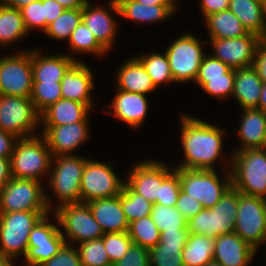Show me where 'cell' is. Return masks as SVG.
I'll return each mask as SVG.
<instances>
[{"label":"cell","mask_w":266,"mask_h":266,"mask_svg":"<svg viewBox=\"0 0 266 266\" xmlns=\"http://www.w3.org/2000/svg\"><path fill=\"white\" fill-rule=\"evenodd\" d=\"M204 43L205 41L200 43L198 38L187 32L169 45L165 54L175 82L195 81L200 64L205 56L201 47V44Z\"/></svg>","instance_id":"7c38bea8"},{"label":"cell","mask_w":266,"mask_h":266,"mask_svg":"<svg viewBox=\"0 0 266 266\" xmlns=\"http://www.w3.org/2000/svg\"><path fill=\"white\" fill-rule=\"evenodd\" d=\"M71 50L76 53H93L104 56L107 52L95 39L92 31L88 29L83 21L72 31L68 40Z\"/></svg>","instance_id":"f35d334b"},{"label":"cell","mask_w":266,"mask_h":266,"mask_svg":"<svg viewBox=\"0 0 266 266\" xmlns=\"http://www.w3.org/2000/svg\"><path fill=\"white\" fill-rule=\"evenodd\" d=\"M181 140L185 160L175 168L213 170L220 159L226 131L189 115L181 117Z\"/></svg>","instance_id":"6da1fadb"},{"label":"cell","mask_w":266,"mask_h":266,"mask_svg":"<svg viewBox=\"0 0 266 266\" xmlns=\"http://www.w3.org/2000/svg\"><path fill=\"white\" fill-rule=\"evenodd\" d=\"M128 234L133 244L140 245L148 250L154 248L160 242V231L152 221L151 216L129 223Z\"/></svg>","instance_id":"836d02e7"},{"label":"cell","mask_w":266,"mask_h":266,"mask_svg":"<svg viewBox=\"0 0 266 266\" xmlns=\"http://www.w3.org/2000/svg\"><path fill=\"white\" fill-rule=\"evenodd\" d=\"M29 35L21 10L0 4V46L10 45Z\"/></svg>","instance_id":"d6a6232c"},{"label":"cell","mask_w":266,"mask_h":266,"mask_svg":"<svg viewBox=\"0 0 266 266\" xmlns=\"http://www.w3.org/2000/svg\"><path fill=\"white\" fill-rule=\"evenodd\" d=\"M231 157V184L241 194L266 199V148L237 150Z\"/></svg>","instance_id":"7a4b0ae2"},{"label":"cell","mask_w":266,"mask_h":266,"mask_svg":"<svg viewBox=\"0 0 266 266\" xmlns=\"http://www.w3.org/2000/svg\"><path fill=\"white\" fill-rule=\"evenodd\" d=\"M17 140L14 134L0 129V157H11Z\"/></svg>","instance_id":"11a10c76"},{"label":"cell","mask_w":266,"mask_h":266,"mask_svg":"<svg viewBox=\"0 0 266 266\" xmlns=\"http://www.w3.org/2000/svg\"><path fill=\"white\" fill-rule=\"evenodd\" d=\"M40 266H82L78 250L65 243L57 254Z\"/></svg>","instance_id":"c3c4849f"},{"label":"cell","mask_w":266,"mask_h":266,"mask_svg":"<svg viewBox=\"0 0 266 266\" xmlns=\"http://www.w3.org/2000/svg\"><path fill=\"white\" fill-rule=\"evenodd\" d=\"M258 109L266 114V82L263 83Z\"/></svg>","instance_id":"6125c7cd"},{"label":"cell","mask_w":266,"mask_h":266,"mask_svg":"<svg viewBox=\"0 0 266 266\" xmlns=\"http://www.w3.org/2000/svg\"><path fill=\"white\" fill-rule=\"evenodd\" d=\"M136 58L143 64L156 88H158V86L162 83L165 84V82H174L169 61L165 52L163 54H143L136 56Z\"/></svg>","instance_id":"e575fe53"},{"label":"cell","mask_w":266,"mask_h":266,"mask_svg":"<svg viewBox=\"0 0 266 266\" xmlns=\"http://www.w3.org/2000/svg\"><path fill=\"white\" fill-rule=\"evenodd\" d=\"M87 204L104 233L128 232L129 223L121 206V193L115 197L96 199Z\"/></svg>","instance_id":"7402d4cb"},{"label":"cell","mask_w":266,"mask_h":266,"mask_svg":"<svg viewBox=\"0 0 266 266\" xmlns=\"http://www.w3.org/2000/svg\"><path fill=\"white\" fill-rule=\"evenodd\" d=\"M12 260H14V258L0 256V266H13Z\"/></svg>","instance_id":"be15d7a7"},{"label":"cell","mask_w":266,"mask_h":266,"mask_svg":"<svg viewBox=\"0 0 266 266\" xmlns=\"http://www.w3.org/2000/svg\"><path fill=\"white\" fill-rule=\"evenodd\" d=\"M65 9L83 8L87 0H56Z\"/></svg>","instance_id":"680465c9"},{"label":"cell","mask_w":266,"mask_h":266,"mask_svg":"<svg viewBox=\"0 0 266 266\" xmlns=\"http://www.w3.org/2000/svg\"><path fill=\"white\" fill-rule=\"evenodd\" d=\"M164 162L144 160L135 164L125 183L137 194L156 204L162 182L174 171Z\"/></svg>","instance_id":"e0dca14e"},{"label":"cell","mask_w":266,"mask_h":266,"mask_svg":"<svg viewBox=\"0 0 266 266\" xmlns=\"http://www.w3.org/2000/svg\"><path fill=\"white\" fill-rule=\"evenodd\" d=\"M195 82L212 97L225 99L233 95L235 69H231L226 73V78L195 79Z\"/></svg>","instance_id":"b9f144b4"},{"label":"cell","mask_w":266,"mask_h":266,"mask_svg":"<svg viewBox=\"0 0 266 266\" xmlns=\"http://www.w3.org/2000/svg\"><path fill=\"white\" fill-rule=\"evenodd\" d=\"M40 181L11 178L0 192V213L50 212L51 201Z\"/></svg>","instance_id":"ba28073f"},{"label":"cell","mask_w":266,"mask_h":266,"mask_svg":"<svg viewBox=\"0 0 266 266\" xmlns=\"http://www.w3.org/2000/svg\"><path fill=\"white\" fill-rule=\"evenodd\" d=\"M93 88V74L83 61L75 62L61 80L62 98L84 103L90 109L93 106L90 94Z\"/></svg>","instance_id":"ffe728a7"},{"label":"cell","mask_w":266,"mask_h":266,"mask_svg":"<svg viewBox=\"0 0 266 266\" xmlns=\"http://www.w3.org/2000/svg\"><path fill=\"white\" fill-rule=\"evenodd\" d=\"M205 266H223V265L215 260H212L209 263H207Z\"/></svg>","instance_id":"03108f58"},{"label":"cell","mask_w":266,"mask_h":266,"mask_svg":"<svg viewBox=\"0 0 266 266\" xmlns=\"http://www.w3.org/2000/svg\"><path fill=\"white\" fill-rule=\"evenodd\" d=\"M91 6L90 1L87 0L82 8V21L92 31L98 43L108 52L117 35L116 20L106 8Z\"/></svg>","instance_id":"603a6c76"},{"label":"cell","mask_w":266,"mask_h":266,"mask_svg":"<svg viewBox=\"0 0 266 266\" xmlns=\"http://www.w3.org/2000/svg\"><path fill=\"white\" fill-rule=\"evenodd\" d=\"M263 83L253 66L235 69L233 96L242 109L258 108Z\"/></svg>","instance_id":"83f0119b"},{"label":"cell","mask_w":266,"mask_h":266,"mask_svg":"<svg viewBox=\"0 0 266 266\" xmlns=\"http://www.w3.org/2000/svg\"><path fill=\"white\" fill-rule=\"evenodd\" d=\"M41 127L52 156L72 155L89 136L88 122Z\"/></svg>","instance_id":"ac0fdd59"},{"label":"cell","mask_w":266,"mask_h":266,"mask_svg":"<svg viewBox=\"0 0 266 266\" xmlns=\"http://www.w3.org/2000/svg\"><path fill=\"white\" fill-rule=\"evenodd\" d=\"M113 266H150L149 250L132 244L122 259Z\"/></svg>","instance_id":"681fc988"},{"label":"cell","mask_w":266,"mask_h":266,"mask_svg":"<svg viewBox=\"0 0 266 266\" xmlns=\"http://www.w3.org/2000/svg\"><path fill=\"white\" fill-rule=\"evenodd\" d=\"M77 250L82 266H113L102 238L84 241L80 243Z\"/></svg>","instance_id":"60d3db41"},{"label":"cell","mask_w":266,"mask_h":266,"mask_svg":"<svg viewBox=\"0 0 266 266\" xmlns=\"http://www.w3.org/2000/svg\"><path fill=\"white\" fill-rule=\"evenodd\" d=\"M205 22L210 39L237 38L249 33L230 10L211 14Z\"/></svg>","instance_id":"f546056e"},{"label":"cell","mask_w":266,"mask_h":266,"mask_svg":"<svg viewBox=\"0 0 266 266\" xmlns=\"http://www.w3.org/2000/svg\"><path fill=\"white\" fill-rule=\"evenodd\" d=\"M255 254L256 250L234 231L215 237L213 260L223 266H247Z\"/></svg>","instance_id":"d6986e66"},{"label":"cell","mask_w":266,"mask_h":266,"mask_svg":"<svg viewBox=\"0 0 266 266\" xmlns=\"http://www.w3.org/2000/svg\"><path fill=\"white\" fill-rule=\"evenodd\" d=\"M181 191L179 174L174 170L161 184L159 197L156 204L176 207Z\"/></svg>","instance_id":"bcb514c9"},{"label":"cell","mask_w":266,"mask_h":266,"mask_svg":"<svg viewBox=\"0 0 266 266\" xmlns=\"http://www.w3.org/2000/svg\"><path fill=\"white\" fill-rule=\"evenodd\" d=\"M147 96L118 90L112 100L113 115L132 128H138L144 122L148 112Z\"/></svg>","instance_id":"cb8c5ba5"},{"label":"cell","mask_w":266,"mask_h":266,"mask_svg":"<svg viewBox=\"0 0 266 266\" xmlns=\"http://www.w3.org/2000/svg\"><path fill=\"white\" fill-rule=\"evenodd\" d=\"M40 123V114L30 97L0 94V129L25 138L34 136Z\"/></svg>","instance_id":"8fae6325"},{"label":"cell","mask_w":266,"mask_h":266,"mask_svg":"<svg viewBox=\"0 0 266 266\" xmlns=\"http://www.w3.org/2000/svg\"><path fill=\"white\" fill-rule=\"evenodd\" d=\"M48 219V215L44 216L29 234L25 266H40L57 254L65 244L59 225L48 223Z\"/></svg>","instance_id":"9a60e30c"},{"label":"cell","mask_w":266,"mask_h":266,"mask_svg":"<svg viewBox=\"0 0 266 266\" xmlns=\"http://www.w3.org/2000/svg\"><path fill=\"white\" fill-rule=\"evenodd\" d=\"M46 17V29L65 10L56 0H42Z\"/></svg>","instance_id":"9f6ffc18"},{"label":"cell","mask_w":266,"mask_h":266,"mask_svg":"<svg viewBox=\"0 0 266 266\" xmlns=\"http://www.w3.org/2000/svg\"><path fill=\"white\" fill-rule=\"evenodd\" d=\"M11 178L10 157H0V192Z\"/></svg>","instance_id":"6f0895ef"},{"label":"cell","mask_w":266,"mask_h":266,"mask_svg":"<svg viewBox=\"0 0 266 266\" xmlns=\"http://www.w3.org/2000/svg\"><path fill=\"white\" fill-rule=\"evenodd\" d=\"M90 108L78 101L61 98L40 114V125L61 126L77 122H88Z\"/></svg>","instance_id":"484cf974"},{"label":"cell","mask_w":266,"mask_h":266,"mask_svg":"<svg viewBox=\"0 0 266 266\" xmlns=\"http://www.w3.org/2000/svg\"><path fill=\"white\" fill-rule=\"evenodd\" d=\"M150 216L160 232L187 230V220L176 207L153 204Z\"/></svg>","instance_id":"74e56055"},{"label":"cell","mask_w":266,"mask_h":266,"mask_svg":"<svg viewBox=\"0 0 266 266\" xmlns=\"http://www.w3.org/2000/svg\"><path fill=\"white\" fill-rule=\"evenodd\" d=\"M215 238L190 234L182 251L184 266H205L213 260Z\"/></svg>","instance_id":"1f68e13d"},{"label":"cell","mask_w":266,"mask_h":266,"mask_svg":"<svg viewBox=\"0 0 266 266\" xmlns=\"http://www.w3.org/2000/svg\"><path fill=\"white\" fill-rule=\"evenodd\" d=\"M176 208L186 220H189L198 214L203 209V206L197 199L181 190L177 199Z\"/></svg>","instance_id":"f907efd6"},{"label":"cell","mask_w":266,"mask_h":266,"mask_svg":"<svg viewBox=\"0 0 266 266\" xmlns=\"http://www.w3.org/2000/svg\"><path fill=\"white\" fill-rule=\"evenodd\" d=\"M49 212L18 211L0 213V256H26L29 234Z\"/></svg>","instance_id":"5b68a950"},{"label":"cell","mask_w":266,"mask_h":266,"mask_svg":"<svg viewBox=\"0 0 266 266\" xmlns=\"http://www.w3.org/2000/svg\"><path fill=\"white\" fill-rule=\"evenodd\" d=\"M35 0H0V4L11 7V8H16V9H21L22 7L34 2Z\"/></svg>","instance_id":"91938a15"},{"label":"cell","mask_w":266,"mask_h":266,"mask_svg":"<svg viewBox=\"0 0 266 266\" xmlns=\"http://www.w3.org/2000/svg\"><path fill=\"white\" fill-rule=\"evenodd\" d=\"M183 249L184 247L155 246L149 250L150 266H184Z\"/></svg>","instance_id":"ee69618b"},{"label":"cell","mask_w":266,"mask_h":266,"mask_svg":"<svg viewBox=\"0 0 266 266\" xmlns=\"http://www.w3.org/2000/svg\"><path fill=\"white\" fill-rule=\"evenodd\" d=\"M52 154L44 136L18 138L10 157L11 176L41 182L43 174L50 175Z\"/></svg>","instance_id":"3957f363"},{"label":"cell","mask_w":266,"mask_h":266,"mask_svg":"<svg viewBox=\"0 0 266 266\" xmlns=\"http://www.w3.org/2000/svg\"><path fill=\"white\" fill-rule=\"evenodd\" d=\"M32 87V51L0 58V94L31 97Z\"/></svg>","instance_id":"5bb4252c"},{"label":"cell","mask_w":266,"mask_h":266,"mask_svg":"<svg viewBox=\"0 0 266 266\" xmlns=\"http://www.w3.org/2000/svg\"><path fill=\"white\" fill-rule=\"evenodd\" d=\"M234 232L256 251L266 242V199L238 191Z\"/></svg>","instance_id":"30bf717a"},{"label":"cell","mask_w":266,"mask_h":266,"mask_svg":"<svg viewBox=\"0 0 266 266\" xmlns=\"http://www.w3.org/2000/svg\"><path fill=\"white\" fill-rule=\"evenodd\" d=\"M37 50H32L33 82H61L68 69L80 62L66 54L43 56Z\"/></svg>","instance_id":"d4e9b609"},{"label":"cell","mask_w":266,"mask_h":266,"mask_svg":"<svg viewBox=\"0 0 266 266\" xmlns=\"http://www.w3.org/2000/svg\"><path fill=\"white\" fill-rule=\"evenodd\" d=\"M111 12L132 21L152 23L163 21L175 14L177 5H146L136 0H109Z\"/></svg>","instance_id":"44dd1931"},{"label":"cell","mask_w":266,"mask_h":266,"mask_svg":"<svg viewBox=\"0 0 266 266\" xmlns=\"http://www.w3.org/2000/svg\"><path fill=\"white\" fill-rule=\"evenodd\" d=\"M253 67L263 82H266V38H262L257 46Z\"/></svg>","instance_id":"f5cc1de1"},{"label":"cell","mask_w":266,"mask_h":266,"mask_svg":"<svg viewBox=\"0 0 266 266\" xmlns=\"http://www.w3.org/2000/svg\"><path fill=\"white\" fill-rule=\"evenodd\" d=\"M261 39L262 37L258 34L251 32L237 38L211 39L210 43L214 51L211 56L219 59L231 69L251 67Z\"/></svg>","instance_id":"2e32d148"},{"label":"cell","mask_w":266,"mask_h":266,"mask_svg":"<svg viewBox=\"0 0 266 266\" xmlns=\"http://www.w3.org/2000/svg\"><path fill=\"white\" fill-rule=\"evenodd\" d=\"M230 0H199L204 19L211 14L228 10Z\"/></svg>","instance_id":"db71d44e"},{"label":"cell","mask_w":266,"mask_h":266,"mask_svg":"<svg viewBox=\"0 0 266 266\" xmlns=\"http://www.w3.org/2000/svg\"><path fill=\"white\" fill-rule=\"evenodd\" d=\"M30 98L37 112L41 114L62 98L61 82H33Z\"/></svg>","instance_id":"ab89813d"},{"label":"cell","mask_w":266,"mask_h":266,"mask_svg":"<svg viewBox=\"0 0 266 266\" xmlns=\"http://www.w3.org/2000/svg\"><path fill=\"white\" fill-rule=\"evenodd\" d=\"M117 90L147 95L156 87L143 64L135 57L127 60L116 74Z\"/></svg>","instance_id":"4316f807"},{"label":"cell","mask_w":266,"mask_h":266,"mask_svg":"<svg viewBox=\"0 0 266 266\" xmlns=\"http://www.w3.org/2000/svg\"><path fill=\"white\" fill-rule=\"evenodd\" d=\"M231 70L229 66L211 55H205L200 64L196 79L226 78V73Z\"/></svg>","instance_id":"7dc6e473"},{"label":"cell","mask_w":266,"mask_h":266,"mask_svg":"<svg viewBox=\"0 0 266 266\" xmlns=\"http://www.w3.org/2000/svg\"><path fill=\"white\" fill-rule=\"evenodd\" d=\"M82 21V8L65 9L55 21L50 23L44 32L54 40H69L72 31Z\"/></svg>","instance_id":"8d00e7d4"},{"label":"cell","mask_w":266,"mask_h":266,"mask_svg":"<svg viewBox=\"0 0 266 266\" xmlns=\"http://www.w3.org/2000/svg\"><path fill=\"white\" fill-rule=\"evenodd\" d=\"M121 206L128 223H131L134 220L150 216L153 204L124 183L121 191Z\"/></svg>","instance_id":"d590c367"},{"label":"cell","mask_w":266,"mask_h":266,"mask_svg":"<svg viewBox=\"0 0 266 266\" xmlns=\"http://www.w3.org/2000/svg\"><path fill=\"white\" fill-rule=\"evenodd\" d=\"M57 207L54 212L55 220L64 228L66 236L62 231L61 233L65 243L69 244L68 241L71 240L72 243L76 241L80 244L84 241L100 239L104 235L87 203L64 204Z\"/></svg>","instance_id":"9c48e42d"},{"label":"cell","mask_w":266,"mask_h":266,"mask_svg":"<svg viewBox=\"0 0 266 266\" xmlns=\"http://www.w3.org/2000/svg\"><path fill=\"white\" fill-rule=\"evenodd\" d=\"M124 183L111 164L88 159L81 178V203L118 196Z\"/></svg>","instance_id":"4fadbf2b"},{"label":"cell","mask_w":266,"mask_h":266,"mask_svg":"<svg viewBox=\"0 0 266 266\" xmlns=\"http://www.w3.org/2000/svg\"><path fill=\"white\" fill-rule=\"evenodd\" d=\"M262 1V13H263V22L265 26V38H266V0Z\"/></svg>","instance_id":"e7e4bbea"},{"label":"cell","mask_w":266,"mask_h":266,"mask_svg":"<svg viewBox=\"0 0 266 266\" xmlns=\"http://www.w3.org/2000/svg\"><path fill=\"white\" fill-rule=\"evenodd\" d=\"M179 174L181 190L197 199L205 209H211L232 186L230 170L221 180L217 171L174 168Z\"/></svg>","instance_id":"8992f818"},{"label":"cell","mask_w":266,"mask_h":266,"mask_svg":"<svg viewBox=\"0 0 266 266\" xmlns=\"http://www.w3.org/2000/svg\"><path fill=\"white\" fill-rule=\"evenodd\" d=\"M242 110L243 116L237 131L242 144L239 150L265 148L266 114L258 108Z\"/></svg>","instance_id":"f1b7e54d"},{"label":"cell","mask_w":266,"mask_h":266,"mask_svg":"<svg viewBox=\"0 0 266 266\" xmlns=\"http://www.w3.org/2000/svg\"><path fill=\"white\" fill-rule=\"evenodd\" d=\"M238 209V190L232 186L211 209L203 208L187 220L190 234L218 237L234 231Z\"/></svg>","instance_id":"277c9868"},{"label":"cell","mask_w":266,"mask_h":266,"mask_svg":"<svg viewBox=\"0 0 266 266\" xmlns=\"http://www.w3.org/2000/svg\"><path fill=\"white\" fill-rule=\"evenodd\" d=\"M189 232L188 230H172L160 232V242L157 246H166L171 248L184 247Z\"/></svg>","instance_id":"816d5d0a"},{"label":"cell","mask_w":266,"mask_h":266,"mask_svg":"<svg viewBox=\"0 0 266 266\" xmlns=\"http://www.w3.org/2000/svg\"><path fill=\"white\" fill-rule=\"evenodd\" d=\"M248 32L265 38L261 0H230L229 7Z\"/></svg>","instance_id":"4dcf8cb0"},{"label":"cell","mask_w":266,"mask_h":266,"mask_svg":"<svg viewBox=\"0 0 266 266\" xmlns=\"http://www.w3.org/2000/svg\"><path fill=\"white\" fill-rule=\"evenodd\" d=\"M101 238L112 264L121 260L133 244L128 232L104 233Z\"/></svg>","instance_id":"7bdbcfd3"},{"label":"cell","mask_w":266,"mask_h":266,"mask_svg":"<svg viewBox=\"0 0 266 266\" xmlns=\"http://www.w3.org/2000/svg\"><path fill=\"white\" fill-rule=\"evenodd\" d=\"M139 3L146 5H176L175 0H136Z\"/></svg>","instance_id":"94428289"},{"label":"cell","mask_w":266,"mask_h":266,"mask_svg":"<svg viewBox=\"0 0 266 266\" xmlns=\"http://www.w3.org/2000/svg\"><path fill=\"white\" fill-rule=\"evenodd\" d=\"M20 10L28 32L34 28H39L44 32L46 31V17L42 0H35L34 2L22 7Z\"/></svg>","instance_id":"f6af8a7d"},{"label":"cell","mask_w":266,"mask_h":266,"mask_svg":"<svg viewBox=\"0 0 266 266\" xmlns=\"http://www.w3.org/2000/svg\"><path fill=\"white\" fill-rule=\"evenodd\" d=\"M87 160L73 154L52 156L49 186L61 202L58 206L81 203V178Z\"/></svg>","instance_id":"52a82bcc"}]
</instances>
